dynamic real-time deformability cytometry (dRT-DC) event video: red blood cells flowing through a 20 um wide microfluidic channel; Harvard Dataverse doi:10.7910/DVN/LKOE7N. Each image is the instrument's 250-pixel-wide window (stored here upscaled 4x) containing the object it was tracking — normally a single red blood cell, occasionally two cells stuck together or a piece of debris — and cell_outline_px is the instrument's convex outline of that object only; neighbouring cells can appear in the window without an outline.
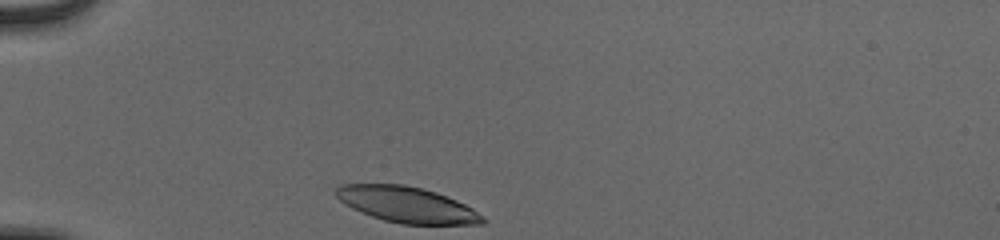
{"species": "human", "species_latin": "Homo sapiens", "temperature_condition": "cold", "stored_images_in_passage": 23, "camera_frame_rate_fps": 3000, "um_per_image_px": 0.085, "donor": {"sex": "male"}, "frame": {"image": 1, "passage_image": 1, "time_ms": 0.0, "image_size_px": [1000, 240], "cell_outline_px": [[488, 220], [484, 224], [400, 224], [384, 220], [372, 216], [352, 208], [340, 200], [332, 192], [340, 184], [404, 184], [436, 192], [456, 200], [472, 208], [484, 216]], "centroid_in_image_um": [34.59, 17.39], "position_along_channel_um": 50.4, "area_um2": 30.58}}
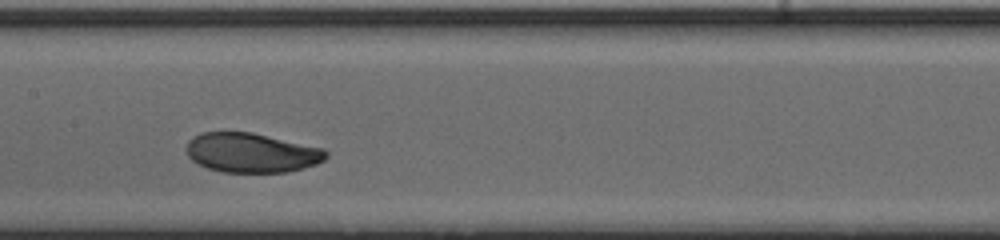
{"frame": {"image": 2, "passage_image": 14, "time_ms": 4.333, "image_size_px": [1000, 240], "cell_outline_px": [[328, 156], [324, 160], [316, 164], [288, 172], [224, 172], [208, 168], [192, 160], [188, 156], [188, 140], [192, 136], [200, 132], [252, 132], [324, 148], [328, 152]], "centroid_in_image_um": [21.4, 12.97], "position_along_channel_um": 186.0, "area_um2": 32.14}}
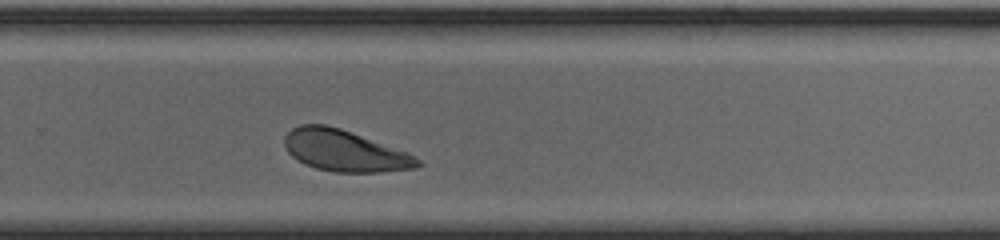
{"frame": {"image": 3, "passage_image": 23, "time_ms": 7.333, "image_size_px": [1000, 240], "cell_outline_px": [[424, 164], [416, 168], [380, 172], [336, 172], [316, 168], [304, 164], [292, 156], [288, 152], [284, 144], [284, 136], [292, 128], [300, 124], [324, 124], [340, 128], [408, 152], [420, 160]], "centroid_in_image_um": [29.29, 12.81], "position_along_channel_um": 300.5, "area_um2": 32.08}}